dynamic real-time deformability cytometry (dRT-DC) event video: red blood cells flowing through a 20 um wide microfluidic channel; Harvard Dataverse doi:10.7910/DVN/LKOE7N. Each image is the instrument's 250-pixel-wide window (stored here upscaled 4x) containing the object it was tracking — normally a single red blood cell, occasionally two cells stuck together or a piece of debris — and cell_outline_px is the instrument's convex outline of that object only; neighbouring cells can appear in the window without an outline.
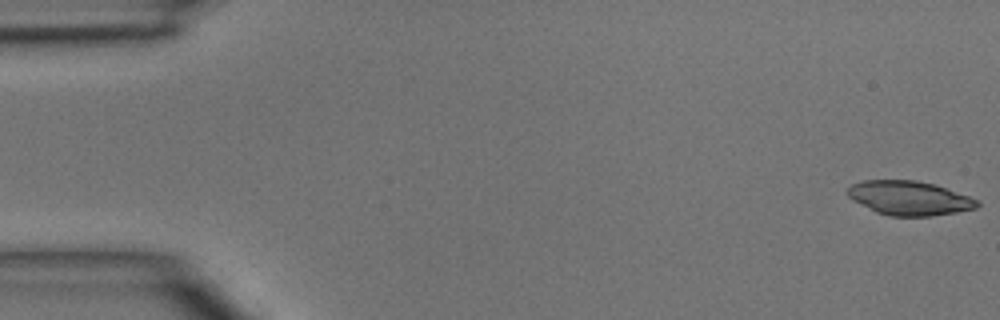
{"species": "common noctule bat (a hibernating species)", "species_latin": "Nyctalus noctula", "temperature_condition": "room temperature", "stored_images_in_passage": 5, "camera_frame_rate_fps": 3000, "um_per_image_px": 0.085, "animal": {"sex": "male", "body_mass_g": 15.6}, "frame": {"image": 1, "passage_image": 1, "time_ms": 0.0, "image_size_px": [1000, 320], "cell_outline_px": [[980, 204], [976, 208], [956, 212], [932, 216], [888, 216], [876, 212], [852, 200], [844, 192], [852, 184], [864, 180], [916, 180], [936, 184], [968, 196], [976, 200]], "centroid_in_image_um": [77.25, 16.83], "position_along_channel_um": 7.7, "area_um2": 25.89}}
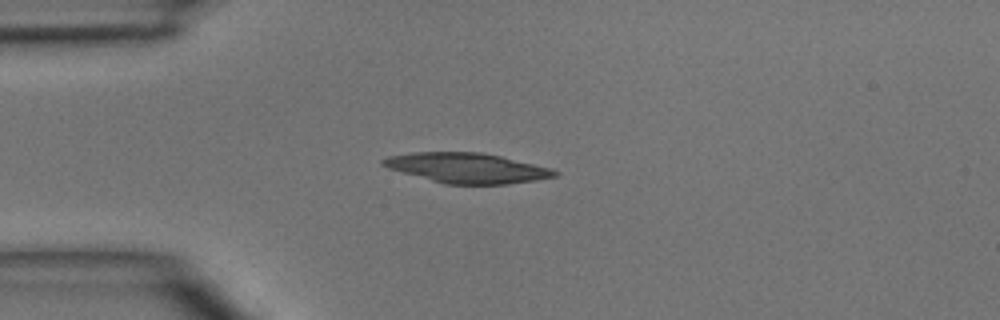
{"frame": {"image": 2, "passage_image": 4, "time_ms": 3.667, "image_size_px": [1000, 320], "cell_outline_px": [[560, 172], [556, 176], [536, 180], [508, 184], [444, 184], [388, 168], [380, 164], [380, 160], [388, 156], [412, 152], [480, 152], [500, 156], [552, 168]], "centroid_in_image_um": [39.69, 14.27], "position_along_channel_um": 45.3, "area_um2": 30.0}}